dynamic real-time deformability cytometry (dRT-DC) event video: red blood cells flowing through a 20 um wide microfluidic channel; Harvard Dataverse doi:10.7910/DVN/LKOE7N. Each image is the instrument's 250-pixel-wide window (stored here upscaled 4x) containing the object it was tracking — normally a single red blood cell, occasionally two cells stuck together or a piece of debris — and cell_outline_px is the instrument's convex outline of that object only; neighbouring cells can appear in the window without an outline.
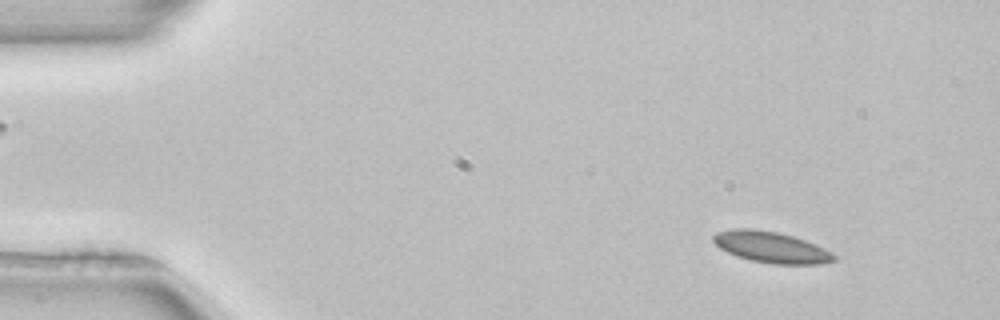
{"species": "common noctule bat (a hibernating species)", "species_latin": "Nyctalus noctula", "temperature_condition": "room temperature", "stored_images_in_passage": 51, "camera_frame_rate_fps": 3000, "um_per_image_px": 0.085, "animal": {"sex": "female", "body_mass_g": 22.7, "forearm_length_mm": 54.2}, "frame": {"image": 1, "passage_image": 5, "time_ms": 1.333, "image_size_px": [1000, 320], "cell_outline_px": [[836, 260], [820, 264], [772, 264], [752, 260], [736, 256], [720, 248], [712, 240], [712, 236], [716, 232], [732, 228], [752, 228], [776, 232], [792, 236], [804, 240], [824, 248], [836, 256]], "centroid_in_image_um": [65.52, 21.0], "position_along_channel_um": 19.5, "area_um2": 21.79}}
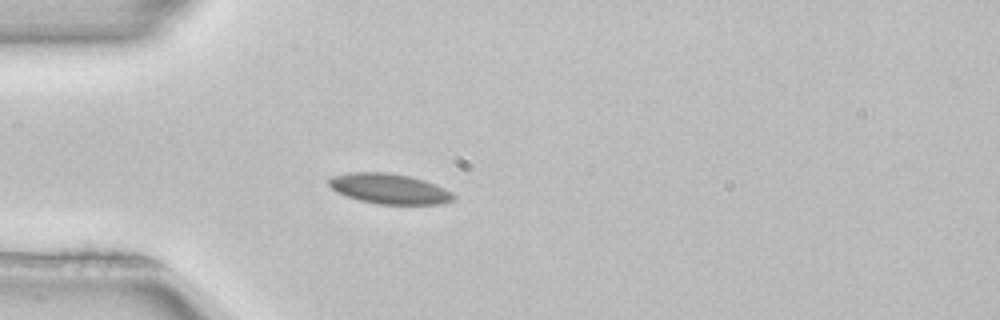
{"frame": {"image": 2, "passage_image": 14, "time_ms": 4.333, "image_size_px": [1000, 320], "cell_outline_px": [[456, 200], [444, 204], [376, 204], [360, 200], [336, 192], [328, 184], [328, 180], [332, 176], [348, 172], [388, 172], [408, 176], [424, 180], [444, 188], [452, 192], [456, 196]], "centroid_in_image_um": [33.11, 16.04], "position_along_channel_um": 51.9, "area_um2": 22.08}}
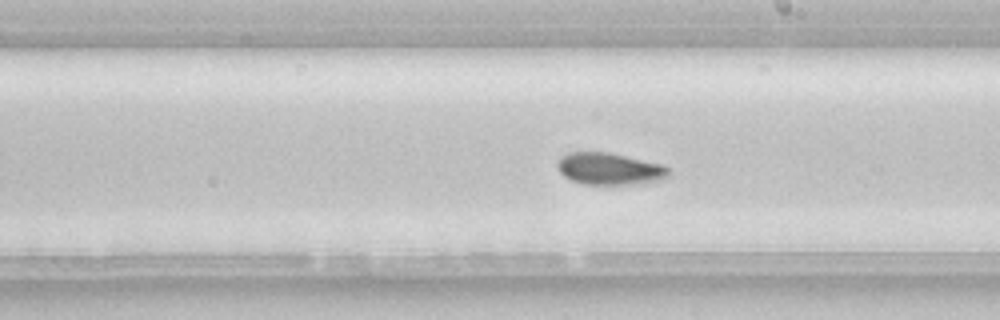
{"frame": {"image": 3, "passage_image": 29, "time_ms": 9.333, "image_size_px": [1000, 320], "cell_outline_px": [[668, 176], [664, 180], [632, 184], [584, 184], [572, 180], [564, 176], [556, 168], [556, 160], [560, 156], [568, 152], [608, 152], [660, 164], [668, 168]], "centroid_in_image_um": [51.75, 14.34], "position_along_channel_um": 237.3, "area_um2": 20.69}, "authors_computed_cell_mechanics": {"area_um2": 20.9814, "velocity_mm_per_s": 3.9206, "shape_relaxation_time_tau1_ms": null, "shape_relaxation_time_tau2_ms": 5.9248, "deformation_change_tau1": null, "deformation_change_tau2": 0.0559}}